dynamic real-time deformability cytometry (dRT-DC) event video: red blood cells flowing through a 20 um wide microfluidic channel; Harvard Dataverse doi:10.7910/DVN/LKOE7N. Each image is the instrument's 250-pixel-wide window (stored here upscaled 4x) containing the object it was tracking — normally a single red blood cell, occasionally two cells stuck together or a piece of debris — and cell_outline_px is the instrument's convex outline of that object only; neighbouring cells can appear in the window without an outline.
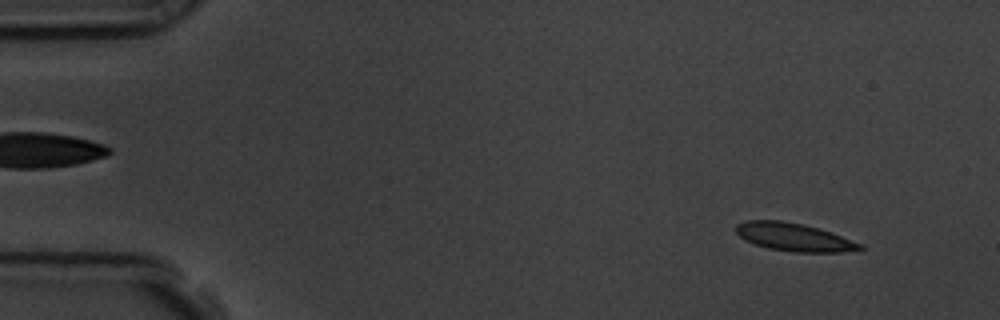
{"species": "common noctule bat (a hibernating species)", "species_latin": "Nyctalus noctula", "temperature_condition": "room temperature", "stored_images_in_passage": 56, "camera_frame_rate_fps": 3000, "um_per_image_px": 0.085, "animal": {"sex": "male", "body_mass_g": 19.5, "forearm_length_mm": 54.6}, "frame": {"image": 1, "passage_image": 5, "time_ms": 1.333, "image_size_px": [1000, 320], "cell_outline_px": [[864, 248], [840, 252], [796, 252], [768, 248], [744, 240], [736, 232], [736, 224], [748, 220], [780, 220], [804, 224], [864, 244]], "centroid_in_image_um": [67.45, 20.15], "position_along_channel_um": 17.5, "area_um2": 19.94}}
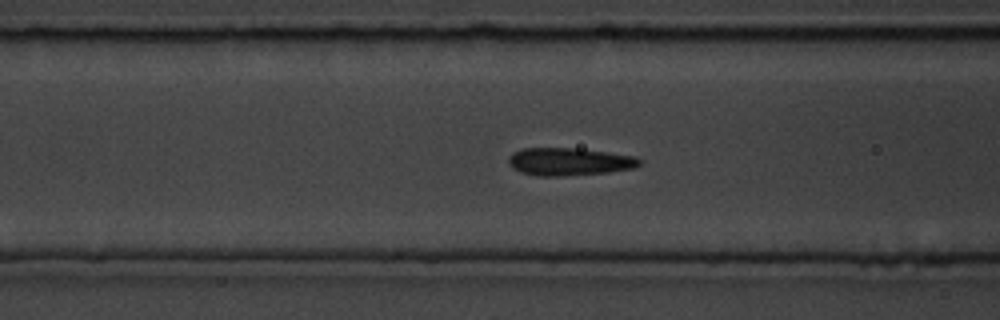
{"frame": {"image": 2, "passage_image": 22, "time_ms": 7.0, "image_size_px": [1000, 320], "cell_outline_px": [[644, 160], [636, 168], [608, 172], [560, 176], [540, 176], [520, 172], [512, 168], [508, 164], [508, 156], [512, 152], [520, 148], [576, 148], [608, 152], [636, 156]], "centroid_in_image_um": [48.38, 13.73], "position_along_channel_um": 118.2, "area_um2": 21.44}}
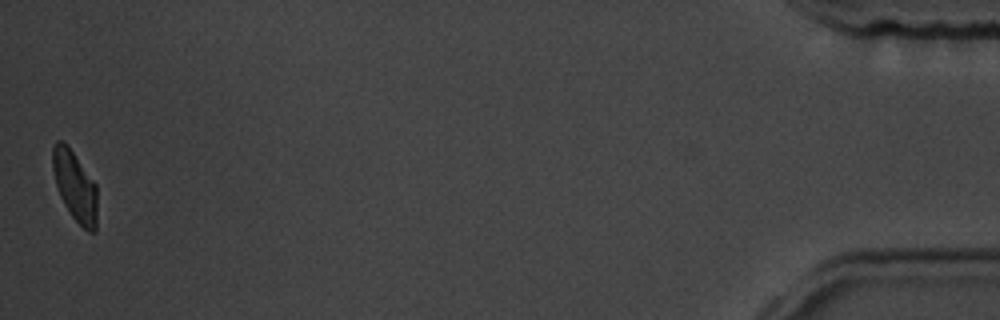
{"frame": {"image": 3, "passage_image": 56, "time_ms": 18.333, "image_size_px": [1000, 320], "cell_outline_px": [[96, 232], [88, 232], [72, 216], [64, 204], [60, 196], [56, 184], [52, 168], [52, 148], [56, 140], [64, 140], [68, 144], [96, 184]], "centroid_in_image_um": [6.35, 15.77], "position_along_channel_um": 428.8, "area_um2": 18.26}, "authors_computed_cell_mechanics": {"area_um2": 20.6346, "velocity_mm_per_s": 3.5754, "shape_relaxation_time_tau1_ms": 7.6692, "shape_relaxation_time_tau2_ms": 1.596, "deformation_change_tau1": 0.1385, "deformation_change_tau2": 0.0378}}